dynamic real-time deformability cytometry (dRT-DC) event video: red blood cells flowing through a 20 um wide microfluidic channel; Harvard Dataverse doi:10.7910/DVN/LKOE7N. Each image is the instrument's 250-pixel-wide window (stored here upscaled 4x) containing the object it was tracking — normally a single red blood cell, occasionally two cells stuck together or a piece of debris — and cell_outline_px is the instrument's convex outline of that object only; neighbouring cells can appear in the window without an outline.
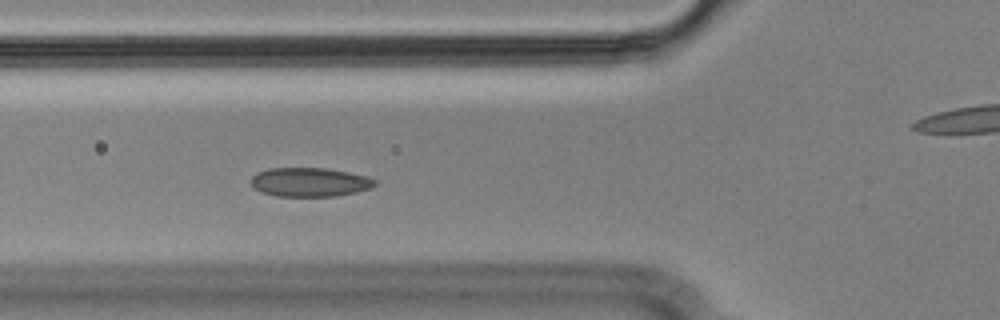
{"species": "Egyptian fruit bat (a non-hibernating species)", "species_latin": "Rousettus aegyptiacus", "temperature_condition": "cold", "stored_images_in_passage": 43, "camera_frame_rate_fps": 3000, "um_per_image_px": 0.085, "animal": {"sex": "male"}, "frame": {"image": 1, "passage_image": 6, "time_ms": 1.667, "image_size_px": [1000, 320], "cell_outline_px": [[376, 184], [372, 188], [356, 192], [336, 196], [276, 196], [260, 192], [252, 188], [252, 176], [256, 172], [268, 168], [324, 168], [348, 172], [364, 176], [376, 180]], "centroid_in_image_um": [26.29, 15.48], "position_along_channel_um": 99.5, "area_um2": 20.98}}
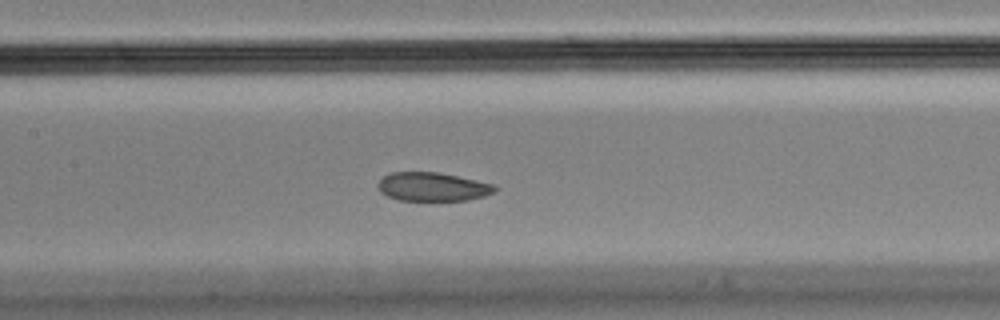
{"frame": {"image": 2, "passage_image": 12, "time_ms": 3.667, "image_size_px": [1000, 320], "cell_outline_px": [[496, 188], [492, 192], [484, 196], [468, 200], [400, 200], [388, 196], [380, 192], [376, 184], [384, 176], [392, 172], [440, 172], [496, 184]], "centroid_in_image_um": [36.77, 15.86], "position_along_channel_um": 170.6, "area_um2": 19.54}}
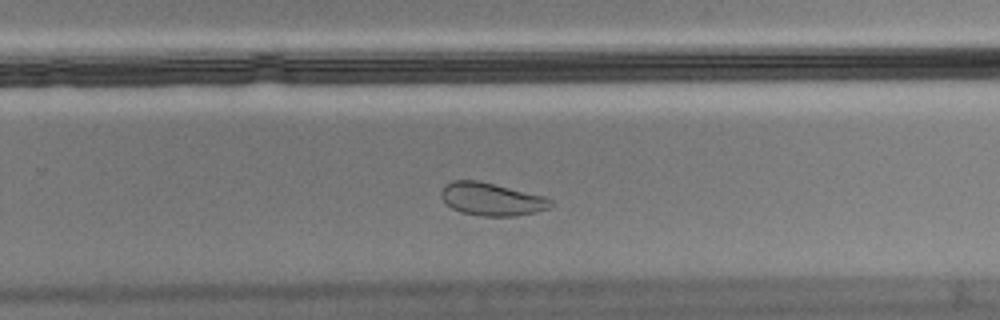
{"frame": {"image": 3, "passage_image": 22, "time_ms": 7.0, "image_size_px": [1000, 320], "cell_outline_px": [[556, 204], [548, 208], [536, 212], [516, 216], [480, 216], [460, 212], [452, 208], [440, 196], [440, 192], [444, 184], [452, 180], [476, 180], [544, 196], [552, 200]], "centroid_in_image_um": [41.78, 16.93], "position_along_channel_um": 288.0, "area_um2": 20.98}, "authors_computed_cell_mechanics": {"area_um2": 21.8484, "velocity_mm_per_s": 3.5301, "shape_relaxation_time_tau1_ms": null, "shape_relaxation_time_tau2_ms": 2.0124, "deformation_change_tau1": null, "deformation_change_tau2": 0.0576}}